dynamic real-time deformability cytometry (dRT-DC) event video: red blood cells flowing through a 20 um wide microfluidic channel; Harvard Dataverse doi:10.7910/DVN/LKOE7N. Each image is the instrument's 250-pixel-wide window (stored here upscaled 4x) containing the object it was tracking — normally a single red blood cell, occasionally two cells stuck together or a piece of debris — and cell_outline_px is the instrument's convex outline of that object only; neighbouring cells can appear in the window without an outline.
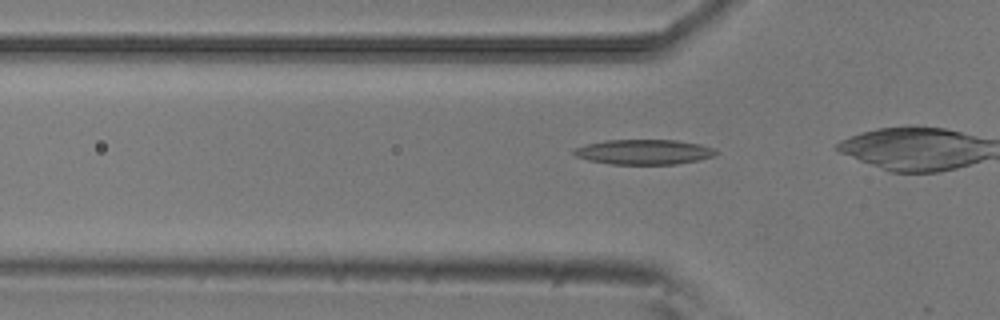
{"species": "common noctule bat (a hibernating species)", "species_latin": "Nyctalus noctula", "temperature_condition": "room temperature", "stored_images_in_passage": 6, "camera_frame_rate_fps": 3000, "um_per_image_px": 0.085, "animal": {"sex": "male", "body_mass_g": 20.5, "forearm_length_mm": 52.5}, "frame": {"image": 1, "passage_image": 3, "time_ms": 0.667, "image_size_px": [1000, 320], "cell_outline_px": [[720, 152], [712, 156], [696, 160], [676, 164], [612, 164], [588, 160], [576, 156], [572, 152], [572, 148], [604, 140], [676, 140], [700, 144], [716, 148]], "centroid_in_image_um": [54.73, 12.91], "position_along_channel_um": 71.1, "area_um2": 20.69}}